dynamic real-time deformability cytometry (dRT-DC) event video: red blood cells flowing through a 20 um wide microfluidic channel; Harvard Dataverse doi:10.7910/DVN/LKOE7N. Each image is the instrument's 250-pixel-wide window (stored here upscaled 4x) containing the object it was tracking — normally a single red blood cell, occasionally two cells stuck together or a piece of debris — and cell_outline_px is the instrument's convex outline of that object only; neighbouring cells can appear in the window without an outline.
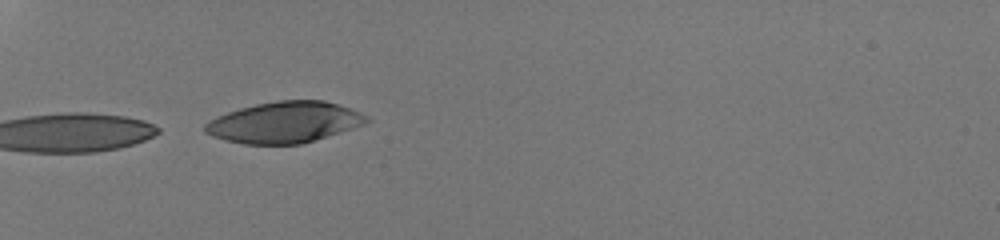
{"species": "human", "species_latin": "Homo sapiens", "temperature_condition": "room temperature", "stored_images_in_passage": 14, "camera_frame_rate_fps": 3000, "um_per_image_px": 0.085, "donor": {"sex": "male"}, "frame": {"image": 1, "passage_image": 1, "time_ms": 0.0, "image_size_px": [1000, 240], "cell_outline_px": [[372, 120], [364, 124], [340, 132], [300, 144], [244, 144], [224, 140], [212, 136], [204, 132], [204, 124], [208, 120], [216, 116], [240, 108], [256, 104], [280, 100], [324, 100], [360, 112], [368, 116]], "centroid_in_image_um": [24.15, 10.4], "position_along_channel_um": 60.9, "area_um2": 38.55}}
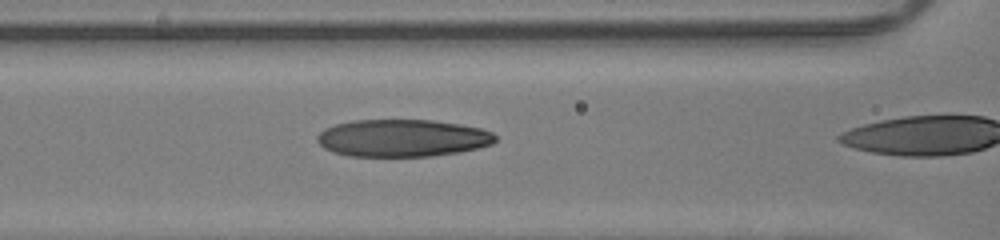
{"frame": {"image": 2, "passage_image": 5, "time_ms": 1.333, "image_size_px": [1000, 240], "cell_outline_px": [[496, 140], [492, 144], [460, 152], [432, 156], [348, 156], [332, 152], [324, 148], [316, 140], [316, 136], [324, 128], [336, 124], [352, 120], [432, 120], [460, 124], [480, 128], [492, 132], [496, 136]], "centroid_in_image_um": [34.18, 11.73], "position_along_channel_um": 132.4, "area_um2": 38.9}}
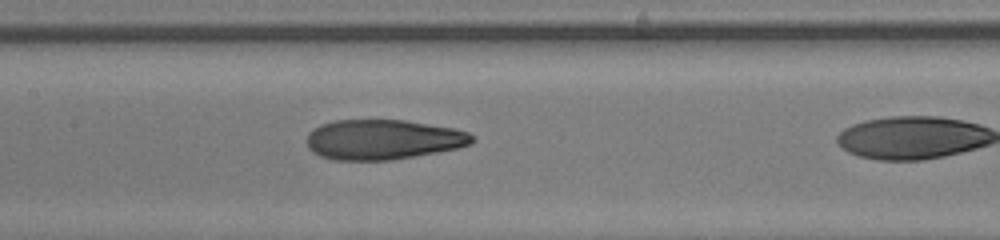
{"frame": {"image": 3, "passage_image": 8, "time_ms": 2.333, "image_size_px": [1000, 240], "cell_outline_px": [[476, 140], [468, 144], [456, 148], [436, 152], [392, 160], [332, 160], [320, 156], [312, 152], [308, 148], [308, 132], [312, 128], [320, 124], [336, 120], [408, 120], [452, 128], [468, 132], [476, 136]], "centroid_in_image_um": [32.53, 11.86], "position_along_channel_um": 174.9, "area_um2": 38.67}}